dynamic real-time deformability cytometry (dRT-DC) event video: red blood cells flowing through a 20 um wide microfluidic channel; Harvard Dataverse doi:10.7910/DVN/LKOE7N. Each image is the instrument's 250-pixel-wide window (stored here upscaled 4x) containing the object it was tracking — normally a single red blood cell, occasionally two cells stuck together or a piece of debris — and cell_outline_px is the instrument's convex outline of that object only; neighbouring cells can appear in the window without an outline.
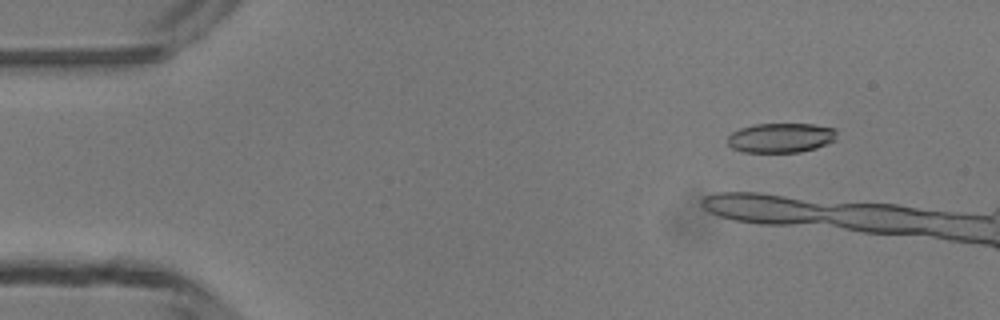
{"species": "common noctule bat (a hibernating species)", "species_latin": "Nyctalus noctula", "temperature_condition": "room temperature", "stored_images_in_passage": 4, "camera_frame_rate_fps": 3000, "um_per_image_px": 0.085, "animal": {"sex": "male", "body_mass_g": 13.3}, "frame": {"image": 1, "passage_image": 2, "time_ms": 1.333, "image_size_px": [1000, 320], "cell_outline_px": [[836, 140], [816, 148], [800, 152], [744, 152], [732, 148], [728, 144], [728, 136], [732, 132], [740, 128], [756, 124], [812, 124], [836, 128]], "centroid_in_image_um": [66.39, 11.71], "position_along_channel_um": 18.6, "area_um2": 18.9}}